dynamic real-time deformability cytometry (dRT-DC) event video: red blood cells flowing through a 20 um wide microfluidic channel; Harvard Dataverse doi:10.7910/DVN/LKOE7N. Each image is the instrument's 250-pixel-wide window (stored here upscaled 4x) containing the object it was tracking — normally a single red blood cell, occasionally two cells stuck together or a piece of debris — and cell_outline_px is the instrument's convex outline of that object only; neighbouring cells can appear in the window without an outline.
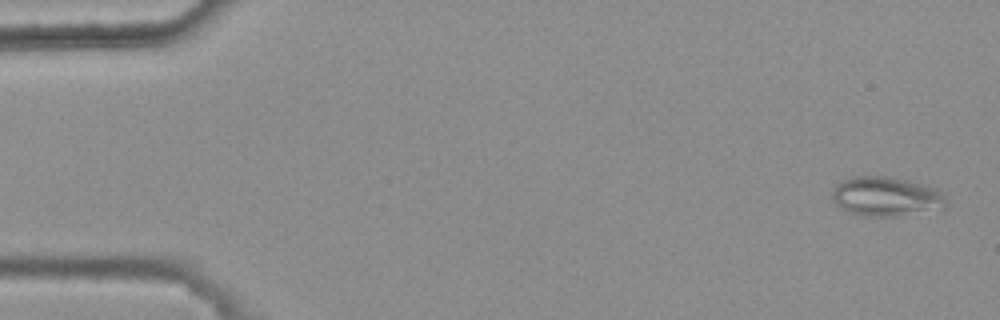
{"species": "common noctule bat (a hibernating species)", "species_latin": "Nyctalus noctula", "temperature_condition": "warm", "stored_images_in_passage": 4, "camera_frame_rate_fps": 3000, "um_per_image_px": 0.085, "animal": {"sex": "female", "body_mass_g": 25.1}, "frame": {"image": 1, "passage_image": 4, "time_ms": 1.0, "image_size_px": [1000, 320], "cell_outline_px": [[948, 204], [944, 208], [896, 216], [860, 216], [840, 208], [832, 200], [832, 192], [836, 184], [844, 180], [856, 176], [888, 176], [908, 180], [936, 188], [944, 196]], "centroid_in_image_um": [75.31, 16.7], "position_along_channel_um": 9.7, "area_um2": 26.18}}